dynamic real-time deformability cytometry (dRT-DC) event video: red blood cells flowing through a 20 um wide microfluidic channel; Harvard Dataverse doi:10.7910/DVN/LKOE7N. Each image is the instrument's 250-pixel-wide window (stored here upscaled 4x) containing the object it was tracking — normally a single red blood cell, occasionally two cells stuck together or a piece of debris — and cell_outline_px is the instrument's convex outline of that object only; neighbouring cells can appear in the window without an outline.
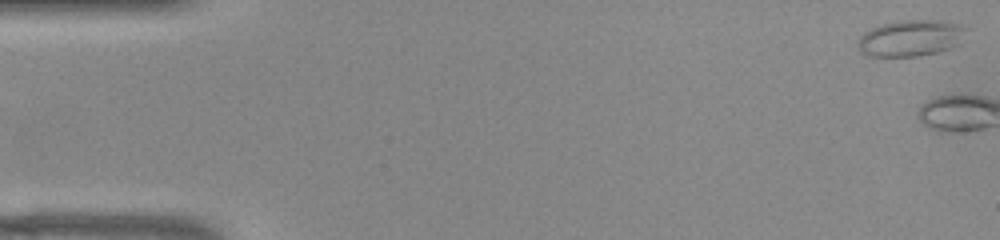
{"species": "common noctule bat (a hibernating species)", "species_latin": "Nyctalus noctula", "temperature_condition": "warm", "stored_images_in_passage": 3, "camera_frame_rate_fps": 3000, "um_per_image_px": 0.085, "animal": {"sex": "female", "body_mass_g": 22.0, "forearm_length_mm": 56.7}, "frame": {"image": 1, "passage_image": 1, "time_ms": 0.0, "image_size_px": [1000, 240], "cell_outline_px": [[968, 28], [960, 44], [936, 52], [920, 56], [864, 56], [856, 48], [856, 40], [864, 32], [880, 24], [904, 20], [944, 20], [960, 24]], "centroid_in_image_um": [77.38, 3.24], "position_along_channel_um": 7.6, "area_um2": 23.35}}